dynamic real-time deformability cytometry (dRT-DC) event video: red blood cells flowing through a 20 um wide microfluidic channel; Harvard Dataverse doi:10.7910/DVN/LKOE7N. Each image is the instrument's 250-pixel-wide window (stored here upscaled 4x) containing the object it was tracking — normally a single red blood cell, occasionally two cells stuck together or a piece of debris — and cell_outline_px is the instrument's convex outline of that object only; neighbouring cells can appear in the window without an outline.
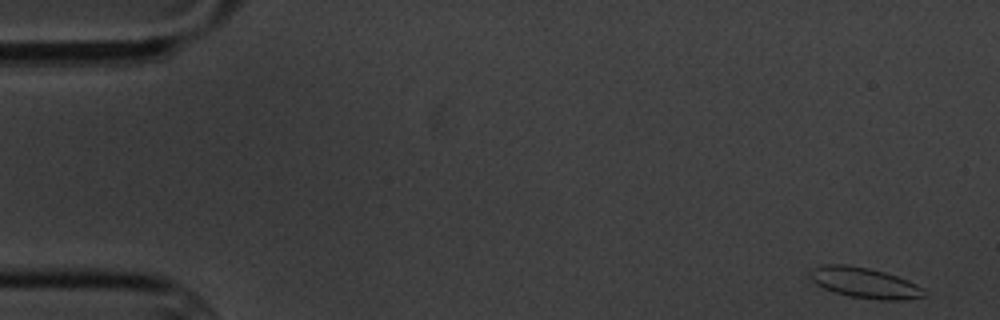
{"species": "common noctule bat (a hibernating species)", "species_latin": "Nyctalus noctula", "temperature_condition": "cold", "stored_images_in_passage": 5, "camera_frame_rate_fps": 3000, "um_per_image_px": 0.085, "animal": {"sex": "male", "body_mass_g": 20.1, "forearm_length_mm": 53.5}, "frame": {"image": 1, "passage_image": 1, "time_ms": 0.0, "image_size_px": [1000, 320], "cell_outline_px": [[928, 296], [908, 300], [880, 300], [848, 296], [824, 288], [816, 284], [808, 276], [808, 272], [812, 268], [824, 264], [848, 264], [868, 268], [884, 272], [908, 280], [924, 288]], "centroid_in_image_um": [73.51, 24.04], "position_along_channel_um": 11.5, "area_um2": 20.58}}